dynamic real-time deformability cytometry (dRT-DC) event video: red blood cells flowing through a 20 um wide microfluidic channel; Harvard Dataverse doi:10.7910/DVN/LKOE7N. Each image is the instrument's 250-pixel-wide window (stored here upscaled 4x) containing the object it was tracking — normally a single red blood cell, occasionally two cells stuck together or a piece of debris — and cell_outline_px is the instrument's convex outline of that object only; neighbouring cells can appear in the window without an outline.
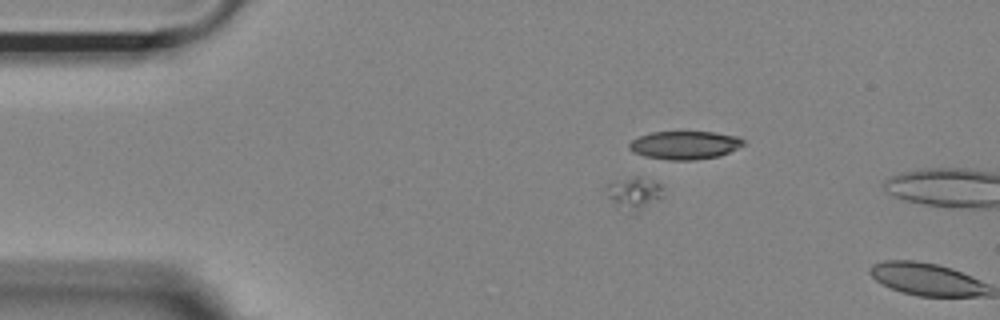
{"species": "Egyptian fruit bat (a non-hibernating species)", "species_latin": "Rousettus aegyptiacus", "temperature_condition": "room temperature", "stored_images_in_passage": 2, "camera_frame_rate_fps": 3000, "um_per_image_px": 0.085, "animal": {"sex": "female"}, "frame": {"image": 1, "passage_image": 1, "time_ms": 0.0, "image_size_px": [1000, 320], "cell_outline_px": [[664, 196], [660, 200], [628, 216], [616, 208], [608, 196], [604, 188], [608, 184], [636, 176], [640, 176], [660, 184]], "centroid_in_image_um": [53.88, 16.5], "position_along_channel_um": 31.1, "area_um2": 11.04}}